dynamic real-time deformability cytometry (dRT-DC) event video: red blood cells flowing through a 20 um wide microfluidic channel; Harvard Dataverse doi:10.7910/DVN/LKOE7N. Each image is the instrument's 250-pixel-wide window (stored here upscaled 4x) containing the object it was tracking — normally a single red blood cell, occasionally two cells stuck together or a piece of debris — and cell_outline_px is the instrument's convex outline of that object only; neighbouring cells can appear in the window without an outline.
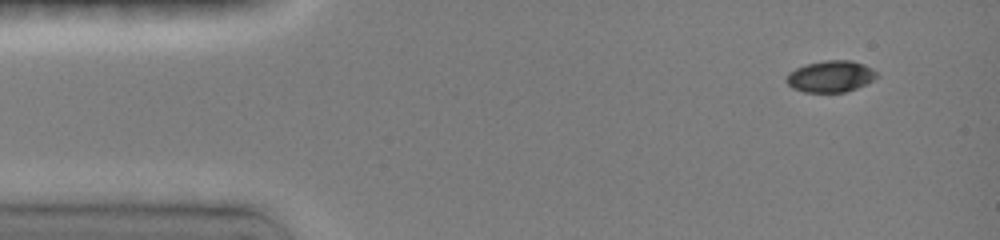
{"species": "common noctule bat (a hibernating species)", "species_latin": "Nyctalus noctula", "temperature_condition": "room temperature", "stored_images_in_passage": 10, "camera_frame_rate_fps": 3000, "um_per_image_px": 0.085, "animal": {"sex": "female", "body_mass_g": 19.0, "forearm_length_mm": 51.5}, "frame": {"image": 1, "passage_image": 1, "time_ms": 0.0, "image_size_px": [1000, 240], "cell_outline_px": [[880, 76], [856, 88], [844, 92], [804, 92], [792, 88], [784, 80], [784, 76], [788, 72], [804, 64], [824, 60], [852, 60], [864, 64], [872, 68]], "centroid_in_image_um": [70.56, 6.48], "position_along_channel_um": 14.4, "area_um2": 16.82}}
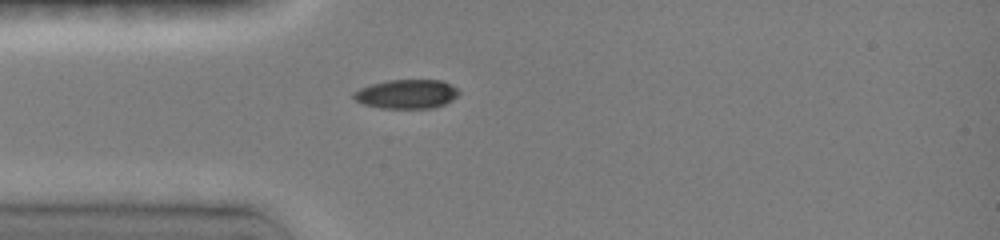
{"frame": {"image": 2, "passage_image": 4, "time_ms": 3.0, "image_size_px": [1000, 240], "cell_outline_px": [[460, 92], [452, 100], [444, 104], [432, 108], [380, 108], [364, 104], [356, 100], [352, 96], [352, 92], [360, 88], [372, 84], [388, 80], [440, 80], [456, 88]], "centroid_in_image_um": [34.53, 7.99], "position_along_channel_um": 50.5, "area_um2": 17.69}}
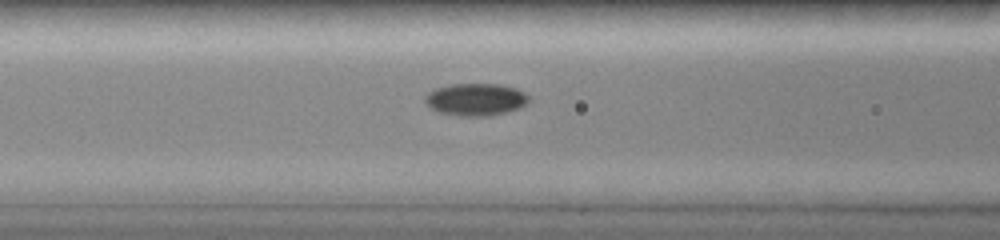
{"frame": {"image": 3, "passage_image": 9, "time_ms": 5.0, "image_size_px": [1000, 240], "cell_outline_px": [[528, 100], [520, 108], [492, 116], [456, 116], [436, 112], [424, 100], [424, 96], [428, 92], [436, 88], [452, 84], [500, 84], [516, 88], [528, 96]], "centroid_in_image_um": [40.4, 8.46], "position_along_channel_um": 126.2, "area_um2": 19.59}}